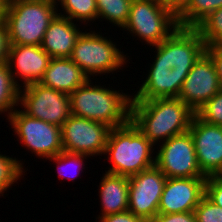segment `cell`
I'll return each instance as SVG.
<instances>
[{"mask_svg":"<svg viewBox=\"0 0 222 222\" xmlns=\"http://www.w3.org/2000/svg\"><path fill=\"white\" fill-rule=\"evenodd\" d=\"M154 62L132 100L178 98L183 81L206 45L196 28L178 27L168 38L152 46Z\"/></svg>","mask_w":222,"mask_h":222,"instance_id":"6da1fadb","label":"cell"},{"mask_svg":"<svg viewBox=\"0 0 222 222\" xmlns=\"http://www.w3.org/2000/svg\"><path fill=\"white\" fill-rule=\"evenodd\" d=\"M194 115L195 112L179 98L131 102V122L154 146L187 132Z\"/></svg>","mask_w":222,"mask_h":222,"instance_id":"7a4b0ae2","label":"cell"},{"mask_svg":"<svg viewBox=\"0 0 222 222\" xmlns=\"http://www.w3.org/2000/svg\"><path fill=\"white\" fill-rule=\"evenodd\" d=\"M91 82L89 78L69 95L71 115L98 121L111 128L126 125L131 117L132 95Z\"/></svg>","mask_w":222,"mask_h":222,"instance_id":"3957f363","label":"cell"},{"mask_svg":"<svg viewBox=\"0 0 222 222\" xmlns=\"http://www.w3.org/2000/svg\"><path fill=\"white\" fill-rule=\"evenodd\" d=\"M154 145L131 122L111 128L103 155L111 162L105 172L133 176L155 165Z\"/></svg>","mask_w":222,"mask_h":222,"instance_id":"277c9868","label":"cell"},{"mask_svg":"<svg viewBox=\"0 0 222 222\" xmlns=\"http://www.w3.org/2000/svg\"><path fill=\"white\" fill-rule=\"evenodd\" d=\"M58 8L56 0L19 1L5 6L4 21L10 44L41 46Z\"/></svg>","mask_w":222,"mask_h":222,"instance_id":"5b68a950","label":"cell"},{"mask_svg":"<svg viewBox=\"0 0 222 222\" xmlns=\"http://www.w3.org/2000/svg\"><path fill=\"white\" fill-rule=\"evenodd\" d=\"M112 40L102 34L90 31L82 32L78 37L71 56L69 57L90 78L105 75L117 69L122 70L128 57L117 48ZM128 59V60H127Z\"/></svg>","mask_w":222,"mask_h":222,"instance_id":"8992f818","label":"cell"},{"mask_svg":"<svg viewBox=\"0 0 222 222\" xmlns=\"http://www.w3.org/2000/svg\"><path fill=\"white\" fill-rule=\"evenodd\" d=\"M179 27L177 16L160 0H133L123 30L150 46L158 45Z\"/></svg>","mask_w":222,"mask_h":222,"instance_id":"52a82bcc","label":"cell"},{"mask_svg":"<svg viewBox=\"0 0 222 222\" xmlns=\"http://www.w3.org/2000/svg\"><path fill=\"white\" fill-rule=\"evenodd\" d=\"M24 146L42 159L63 151L61 127L33 118L21 109H15L7 119Z\"/></svg>","mask_w":222,"mask_h":222,"instance_id":"ba28073f","label":"cell"},{"mask_svg":"<svg viewBox=\"0 0 222 222\" xmlns=\"http://www.w3.org/2000/svg\"><path fill=\"white\" fill-rule=\"evenodd\" d=\"M19 106L25 114L60 127L71 116L70 96L40 83L20 88Z\"/></svg>","mask_w":222,"mask_h":222,"instance_id":"9c48e42d","label":"cell"},{"mask_svg":"<svg viewBox=\"0 0 222 222\" xmlns=\"http://www.w3.org/2000/svg\"><path fill=\"white\" fill-rule=\"evenodd\" d=\"M160 144L155 165L167 178L206 177L199 168L189 130Z\"/></svg>","mask_w":222,"mask_h":222,"instance_id":"30bf717a","label":"cell"},{"mask_svg":"<svg viewBox=\"0 0 222 222\" xmlns=\"http://www.w3.org/2000/svg\"><path fill=\"white\" fill-rule=\"evenodd\" d=\"M110 130L104 123L71 115L61 126L63 151L101 156Z\"/></svg>","mask_w":222,"mask_h":222,"instance_id":"8fae6325","label":"cell"},{"mask_svg":"<svg viewBox=\"0 0 222 222\" xmlns=\"http://www.w3.org/2000/svg\"><path fill=\"white\" fill-rule=\"evenodd\" d=\"M128 179V210L145 222H151L158 214L160 197L167 177L154 165Z\"/></svg>","mask_w":222,"mask_h":222,"instance_id":"7c38bea8","label":"cell"},{"mask_svg":"<svg viewBox=\"0 0 222 222\" xmlns=\"http://www.w3.org/2000/svg\"><path fill=\"white\" fill-rule=\"evenodd\" d=\"M222 90L215 65L204 52L183 81L178 98L195 113Z\"/></svg>","mask_w":222,"mask_h":222,"instance_id":"4fadbf2b","label":"cell"},{"mask_svg":"<svg viewBox=\"0 0 222 222\" xmlns=\"http://www.w3.org/2000/svg\"><path fill=\"white\" fill-rule=\"evenodd\" d=\"M189 131L200 170L206 177L217 175L222 170V126L208 124L195 114Z\"/></svg>","mask_w":222,"mask_h":222,"instance_id":"5bb4252c","label":"cell"},{"mask_svg":"<svg viewBox=\"0 0 222 222\" xmlns=\"http://www.w3.org/2000/svg\"><path fill=\"white\" fill-rule=\"evenodd\" d=\"M206 178H167L160 197L158 214L194 211L205 195Z\"/></svg>","mask_w":222,"mask_h":222,"instance_id":"9a60e30c","label":"cell"},{"mask_svg":"<svg viewBox=\"0 0 222 222\" xmlns=\"http://www.w3.org/2000/svg\"><path fill=\"white\" fill-rule=\"evenodd\" d=\"M51 59L41 46L10 44L7 62L14 81L22 87L39 83ZM16 78L22 79L23 84Z\"/></svg>","mask_w":222,"mask_h":222,"instance_id":"2e32d148","label":"cell"},{"mask_svg":"<svg viewBox=\"0 0 222 222\" xmlns=\"http://www.w3.org/2000/svg\"><path fill=\"white\" fill-rule=\"evenodd\" d=\"M67 17L56 15L46 29L41 44L51 58H69L81 31L78 24ZM79 28V29H78Z\"/></svg>","mask_w":222,"mask_h":222,"instance_id":"e0dca14e","label":"cell"},{"mask_svg":"<svg viewBox=\"0 0 222 222\" xmlns=\"http://www.w3.org/2000/svg\"><path fill=\"white\" fill-rule=\"evenodd\" d=\"M89 77L70 58H52L39 83L70 95Z\"/></svg>","mask_w":222,"mask_h":222,"instance_id":"ac0fdd59","label":"cell"},{"mask_svg":"<svg viewBox=\"0 0 222 222\" xmlns=\"http://www.w3.org/2000/svg\"><path fill=\"white\" fill-rule=\"evenodd\" d=\"M99 185L101 198L100 217L128 210L129 205V179L127 176L115 175L105 172Z\"/></svg>","mask_w":222,"mask_h":222,"instance_id":"d6986e66","label":"cell"},{"mask_svg":"<svg viewBox=\"0 0 222 222\" xmlns=\"http://www.w3.org/2000/svg\"><path fill=\"white\" fill-rule=\"evenodd\" d=\"M222 7V0H191L177 16L179 27L196 28L207 16Z\"/></svg>","mask_w":222,"mask_h":222,"instance_id":"ffe728a7","label":"cell"},{"mask_svg":"<svg viewBox=\"0 0 222 222\" xmlns=\"http://www.w3.org/2000/svg\"><path fill=\"white\" fill-rule=\"evenodd\" d=\"M20 88L14 81L8 62L0 63V114L6 112L9 118L16 106H19Z\"/></svg>","mask_w":222,"mask_h":222,"instance_id":"44dd1931","label":"cell"},{"mask_svg":"<svg viewBox=\"0 0 222 222\" xmlns=\"http://www.w3.org/2000/svg\"><path fill=\"white\" fill-rule=\"evenodd\" d=\"M56 5L57 7L61 5L62 11H64L63 14L58 12V15L67 17L74 22L77 21L86 25L89 21L97 20L96 0H56Z\"/></svg>","mask_w":222,"mask_h":222,"instance_id":"7402d4cb","label":"cell"},{"mask_svg":"<svg viewBox=\"0 0 222 222\" xmlns=\"http://www.w3.org/2000/svg\"><path fill=\"white\" fill-rule=\"evenodd\" d=\"M97 19H106L114 26L123 28L128 20L130 6L133 0H96Z\"/></svg>","mask_w":222,"mask_h":222,"instance_id":"603a6c76","label":"cell"},{"mask_svg":"<svg viewBox=\"0 0 222 222\" xmlns=\"http://www.w3.org/2000/svg\"><path fill=\"white\" fill-rule=\"evenodd\" d=\"M196 29L200 32L206 47L222 45V7L207 16Z\"/></svg>","mask_w":222,"mask_h":222,"instance_id":"cb8c5ba5","label":"cell"},{"mask_svg":"<svg viewBox=\"0 0 222 222\" xmlns=\"http://www.w3.org/2000/svg\"><path fill=\"white\" fill-rule=\"evenodd\" d=\"M23 163L17 158L0 154V195L3 196L4 192L11 187L14 183L22 178L26 172L23 169Z\"/></svg>","mask_w":222,"mask_h":222,"instance_id":"d4e9b609","label":"cell"},{"mask_svg":"<svg viewBox=\"0 0 222 222\" xmlns=\"http://www.w3.org/2000/svg\"><path fill=\"white\" fill-rule=\"evenodd\" d=\"M89 157L91 156L86 155V154H78V153H70V152L62 151L59 154L53 157L46 158V159H48L49 161L55 162L56 168L59 171L58 172L59 177L63 179L66 176V178H69L70 180L74 181L75 174L73 176L72 175L70 176L68 173V176H67V174L64 173L65 169L63 171L62 168H66V164H67L68 166L70 167L73 166V168L75 167L76 169L79 167L80 169L78 168L77 170L78 171L81 170L82 172V169H83L82 167H84L83 165L84 159H87Z\"/></svg>","mask_w":222,"mask_h":222,"instance_id":"484cf974","label":"cell"},{"mask_svg":"<svg viewBox=\"0 0 222 222\" xmlns=\"http://www.w3.org/2000/svg\"><path fill=\"white\" fill-rule=\"evenodd\" d=\"M195 114L208 124L222 126V90L207 101Z\"/></svg>","mask_w":222,"mask_h":222,"instance_id":"4316f807","label":"cell"},{"mask_svg":"<svg viewBox=\"0 0 222 222\" xmlns=\"http://www.w3.org/2000/svg\"><path fill=\"white\" fill-rule=\"evenodd\" d=\"M197 222H222V208L210 201L205 195L194 209Z\"/></svg>","mask_w":222,"mask_h":222,"instance_id":"83f0119b","label":"cell"},{"mask_svg":"<svg viewBox=\"0 0 222 222\" xmlns=\"http://www.w3.org/2000/svg\"><path fill=\"white\" fill-rule=\"evenodd\" d=\"M205 196L222 208V181L216 175L206 178Z\"/></svg>","mask_w":222,"mask_h":222,"instance_id":"f1b7e54d","label":"cell"},{"mask_svg":"<svg viewBox=\"0 0 222 222\" xmlns=\"http://www.w3.org/2000/svg\"><path fill=\"white\" fill-rule=\"evenodd\" d=\"M151 222H197L194 211L171 213V214H157Z\"/></svg>","mask_w":222,"mask_h":222,"instance_id":"f546056e","label":"cell"},{"mask_svg":"<svg viewBox=\"0 0 222 222\" xmlns=\"http://www.w3.org/2000/svg\"><path fill=\"white\" fill-rule=\"evenodd\" d=\"M99 222H145L129 210L109 214L98 219Z\"/></svg>","mask_w":222,"mask_h":222,"instance_id":"4dcf8cb0","label":"cell"},{"mask_svg":"<svg viewBox=\"0 0 222 222\" xmlns=\"http://www.w3.org/2000/svg\"><path fill=\"white\" fill-rule=\"evenodd\" d=\"M10 48L8 29L5 21L0 22V63L8 61Z\"/></svg>","mask_w":222,"mask_h":222,"instance_id":"1f68e13d","label":"cell"},{"mask_svg":"<svg viewBox=\"0 0 222 222\" xmlns=\"http://www.w3.org/2000/svg\"><path fill=\"white\" fill-rule=\"evenodd\" d=\"M205 52L211 57L222 87V45L206 47Z\"/></svg>","mask_w":222,"mask_h":222,"instance_id":"d6a6232c","label":"cell"},{"mask_svg":"<svg viewBox=\"0 0 222 222\" xmlns=\"http://www.w3.org/2000/svg\"><path fill=\"white\" fill-rule=\"evenodd\" d=\"M191 0H160V2L178 16Z\"/></svg>","mask_w":222,"mask_h":222,"instance_id":"836d02e7","label":"cell"},{"mask_svg":"<svg viewBox=\"0 0 222 222\" xmlns=\"http://www.w3.org/2000/svg\"><path fill=\"white\" fill-rule=\"evenodd\" d=\"M5 4L0 0V22L4 21Z\"/></svg>","mask_w":222,"mask_h":222,"instance_id":"e575fe53","label":"cell"},{"mask_svg":"<svg viewBox=\"0 0 222 222\" xmlns=\"http://www.w3.org/2000/svg\"><path fill=\"white\" fill-rule=\"evenodd\" d=\"M19 1H31V0H3V3L5 4V6L19 2Z\"/></svg>","mask_w":222,"mask_h":222,"instance_id":"d590c367","label":"cell"},{"mask_svg":"<svg viewBox=\"0 0 222 222\" xmlns=\"http://www.w3.org/2000/svg\"><path fill=\"white\" fill-rule=\"evenodd\" d=\"M216 176L222 181V170Z\"/></svg>","mask_w":222,"mask_h":222,"instance_id":"8d00e7d4","label":"cell"}]
</instances>
